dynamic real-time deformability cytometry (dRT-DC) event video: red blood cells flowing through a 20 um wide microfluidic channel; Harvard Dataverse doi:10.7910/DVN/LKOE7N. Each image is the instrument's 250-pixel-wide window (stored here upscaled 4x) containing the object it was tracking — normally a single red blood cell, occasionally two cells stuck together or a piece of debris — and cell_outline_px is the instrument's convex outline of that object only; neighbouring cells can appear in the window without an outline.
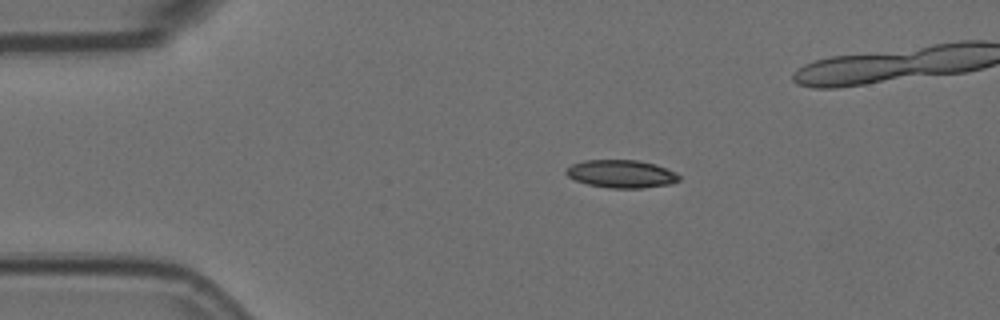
{"species": "Egyptian fruit bat (a non-hibernating species)", "species_latin": "Rousettus aegyptiacus", "temperature_condition": "room temperature", "stored_images_in_passage": 8, "camera_frame_rate_fps": 3000, "um_per_image_px": 0.085, "animal": {"sex": "female"}, "frame": {"image": 1, "passage_image": 2, "time_ms": 0.333, "image_size_px": [1000, 320], "cell_outline_px": [[680, 180], [668, 184], [640, 188], [608, 188], [588, 184], [576, 180], [568, 176], [564, 172], [572, 164], [584, 160], [636, 160], [656, 164], [676, 172], [680, 176]], "centroid_in_image_um": [52.82, 14.77], "position_along_channel_um": 32.2, "area_um2": 18.26}}
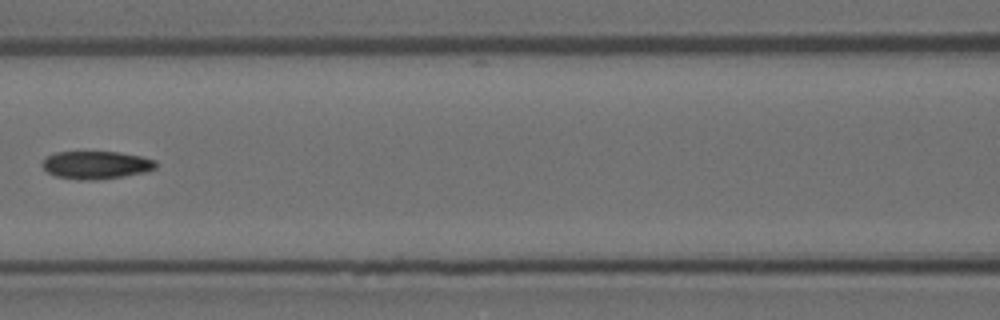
{"frame": {"image": 2, "passage_image": 6, "time_ms": 1.667, "image_size_px": [1000, 320], "cell_outline_px": [[156, 168], [144, 172], [124, 176], [92, 180], [80, 180], [56, 176], [48, 172], [40, 164], [48, 156], [56, 152], [120, 152], [140, 156], [156, 160]], "centroid_in_image_um": [8.17, 14.02], "position_along_channel_um": 158.4, "area_um2": 18.32}}
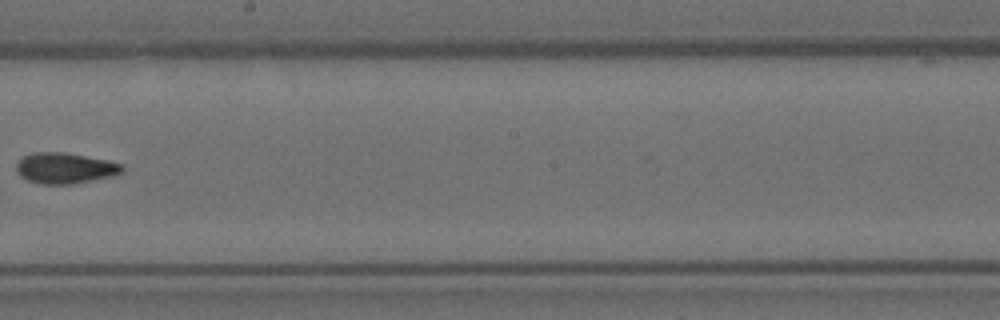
{"frame": {"image": 3, "passage_image": 8, "time_ms": 2.333, "image_size_px": [1000, 320], "cell_outline_px": [[124, 172], [116, 176], [72, 184], [40, 184], [28, 180], [20, 176], [16, 172], [16, 164], [24, 156], [32, 152], [64, 152], [108, 160], [124, 164]], "centroid_in_image_um": [5.57, 14.29], "position_along_channel_um": 242.6, "area_um2": 19.31}}